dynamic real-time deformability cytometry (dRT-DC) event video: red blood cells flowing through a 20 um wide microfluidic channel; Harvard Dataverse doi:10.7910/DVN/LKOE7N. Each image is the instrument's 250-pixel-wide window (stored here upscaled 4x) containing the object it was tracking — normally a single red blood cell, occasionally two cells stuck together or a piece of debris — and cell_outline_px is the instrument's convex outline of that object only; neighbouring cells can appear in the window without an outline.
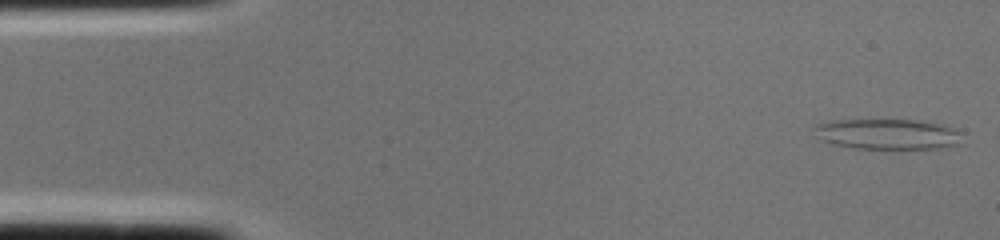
{"species": "common noctule bat (a hibernating species)", "species_latin": "Nyctalus noctula", "temperature_condition": "cold", "stored_images_in_passage": 2, "camera_frame_rate_fps": 3000, "um_per_image_px": 0.085, "animal": {"sex": "female", "body_mass_g": 22.0, "forearm_length_mm": 56.7}, "frame": {"image": 1, "passage_image": 1, "time_ms": 0.0, "image_size_px": [1000, 240], "cell_outline_px": [[964, 144], [936, 148], [856, 148], [832, 144], [820, 140], [812, 128], [816, 124], [828, 120], [924, 120], [956, 128], [964, 132]], "centroid_in_image_um": [75.51, 11.39], "position_along_channel_um": 9.5, "area_um2": 26.82}}